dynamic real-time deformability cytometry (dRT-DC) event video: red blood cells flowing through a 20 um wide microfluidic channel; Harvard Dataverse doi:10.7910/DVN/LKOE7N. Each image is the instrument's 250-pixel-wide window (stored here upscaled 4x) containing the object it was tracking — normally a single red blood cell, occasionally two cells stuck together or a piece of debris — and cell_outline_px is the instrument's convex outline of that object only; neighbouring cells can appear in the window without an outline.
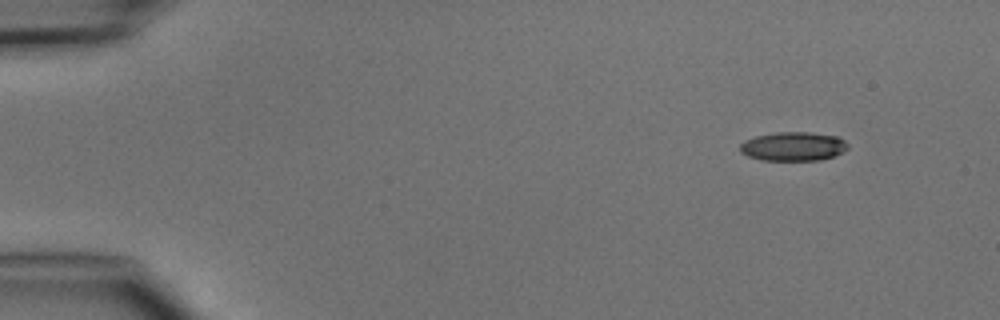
{"species": "common noctule bat (a hibernating species)", "species_latin": "Nyctalus noctula", "temperature_condition": "cold", "stored_images_in_passage": 4, "camera_frame_rate_fps": 3000, "um_per_image_px": 0.085, "animal": {"sex": "male", "body_mass_g": 15.6}, "frame": {"image": 1, "passage_image": 1, "time_ms": 0.0, "image_size_px": [1000, 320], "cell_outline_px": [[848, 148], [832, 156], [820, 160], [760, 160], [748, 156], [740, 152], [740, 144], [744, 140], [756, 136], [776, 132], [808, 132], [836, 136], [844, 140], [848, 144]], "centroid_in_image_um": [67.39, 12.44], "position_along_channel_um": 17.6, "area_um2": 18.09}}
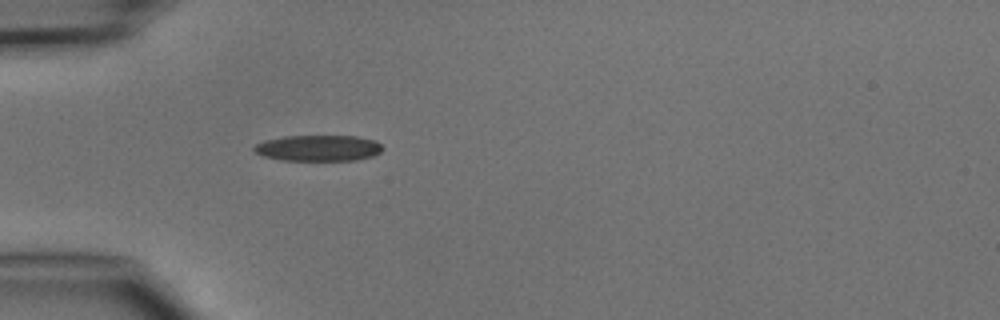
{"frame": {"image": 2, "passage_image": 4, "time_ms": 3.333, "image_size_px": [1000, 320], "cell_outline_px": [[384, 148], [380, 152], [372, 156], [356, 160], [280, 160], [264, 156], [256, 152], [252, 148], [256, 144], [264, 140], [284, 136], [356, 136], [376, 140]], "centroid_in_image_um": [27.07, 12.58], "position_along_channel_um": 57.9, "area_um2": 19.48}}